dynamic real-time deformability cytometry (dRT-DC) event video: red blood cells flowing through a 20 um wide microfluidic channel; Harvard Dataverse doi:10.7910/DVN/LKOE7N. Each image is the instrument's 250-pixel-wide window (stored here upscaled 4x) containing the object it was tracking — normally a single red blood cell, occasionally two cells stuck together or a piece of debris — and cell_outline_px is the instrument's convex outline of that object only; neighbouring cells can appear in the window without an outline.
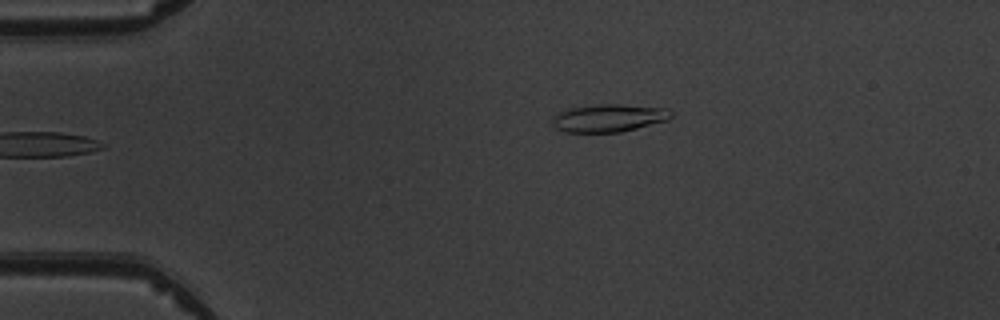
{"species": "common noctule bat (a hibernating species)", "species_latin": "Nyctalus noctula", "temperature_condition": "warm", "stored_images_in_passage": 6, "camera_frame_rate_fps": 3000, "um_per_image_px": 0.085, "animal": {"sex": "male", "body_mass_g": 19.5, "forearm_length_mm": 54.6}, "frame": {"image": 1, "passage_image": 6, "time_ms": 5.333, "image_size_px": [1000, 320], "cell_outline_px": [[672, 116], [668, 120], [620, 132], [564, 132], [556, 128], [552, 124], [552, 116], [556, 112], [568, 108], [600, 104], [616, 104], [664, 108], [672, 112]], "centroid_in_image_um": [51.68, 10.03], "position_along_channel_um": 33.3, "area_um2": 19.19}}